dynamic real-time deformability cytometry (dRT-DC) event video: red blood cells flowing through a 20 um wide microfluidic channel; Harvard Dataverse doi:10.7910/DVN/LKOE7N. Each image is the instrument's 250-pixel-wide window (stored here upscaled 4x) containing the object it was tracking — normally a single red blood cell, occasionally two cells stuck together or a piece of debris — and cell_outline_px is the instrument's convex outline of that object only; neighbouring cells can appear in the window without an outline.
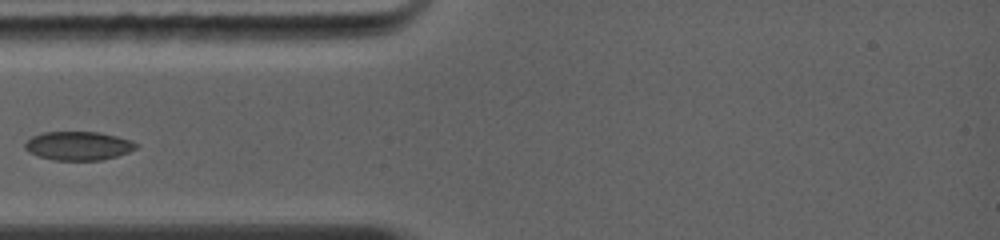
{"species": "common noctule bat (a hibernating species)", "species_latin": "Nyctalus noctula", "temperature_condition": "warm", "stored_images_in_passage": 2, "camera_frame_rate_fps": 5000, "um_per_image_px": 0.085, "animal": {"sex": "female", "body_mass_g": 19.0, "forearm_length_mm": 56.7}, "frame": {"image": 1, "passage_image": 2, "time_ms": 1.2, "image_size_px": [1000, 240], "cell_outline_px": [[136, 148], [128, 152], [116, 156], [100, 160], [52, 160], [28, 152], [24, 148], [24, 144], [32, 136], [44, 132], [96, 132], [128, 140], [136, 144]], "centroid_in_image_um": [6.58, 12.4], "position_along_channel_um": 78.4, "area_um2": 18.21}}